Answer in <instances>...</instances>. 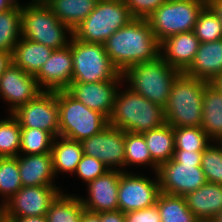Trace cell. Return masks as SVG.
<instances>
[{
    "label": "cell",
    "mask_w": 222,
    "mask_h": 222,
    "mask_svg": "<svg viewBox=\"0 0 222 222\" xmlns=\"http://www.w3.org/2000/svg\"><path fill=\"white\" fill-rule=\"evenodd\" d=\"M154 179L130 171L121 172L118 210L126 213L154 206L161 192L157 173Z\"/></svg>",
    "instance_id": "11"
},
{
    "label": "cell",
    "mask_w": 222,
    "mask_h": 222,
    "mask_svg": "<svg viewBox=\"0 0 222 222\" xmlns=\"http://www.w3.org/2000/svg\"><path fill=\"white\" fill-rule=\"evenodd\" d=\"M123 84V75L120 74L112 81L95 83L72 82L67 91L91 110L101 112L107 118L113 111L116 94Z\"/></svg>",
    "instance_id": "16"
},
{
    "label": "cell",
    "mask_w": 222,
    "mask_h": 222,
    "mask_svg": "<svg viewBox=\"0 0 222 222\" xmlns=\"http://www.w3.org/2000/svg\"><path fill=\"white\" fill-rule=\"evenodd\" d=\"M125 222H161L157 205L124 213Z\"/></svg>",
    "instance_id": "40"
},
{
    "label": "cell",
    "mask_w": 222,
    "mask_h": 222,
    "mask_svg": "<svg viewBox=\"0 0 222 222\" xmlns=\"http://www.w3.org/2000/svg\"><path fill=\"white\" fill-rule=\"evenodd\" d=\"M11 7L22 6L18 0H5Z\"/></svg>",
    "instance_id": "50"
},
{
    "label": "cell",
    "mask_w": 222,
    "mask_h": 222,
    "mask_svg": "<svg viewBox=\"0 0 222 222\" xmlns=\"http://www.w3.org/2000/svg\"><path fill=\"white\" fill-rule=\"evenodd\" d=\"M186 204L199 222H209L222 210V185L207 182L184 196Z\"/></svg>",
    "instance_id": "22"
},
{
    "label": "cell",
    "mask_w": 222,
    "mask_h": 222,
    "mask_svg": "<svg viewBox=\"0 0 222 222\" xmlns=\"http://www.w3.org/2000/svg\"><path fill=\"white\" fill-rule=\"evenodd\" d=\"M11 8V6L5 1V0H0V11H4Z\"/></svg>",
    "instance_id": "49"
},
{
    "label": "cell",
    "mask_w": 222,
    "mask_h": 222,
    "mask_svg": "<svg viewBox=\"0 0 222 222\" xmlns=\"http://www.w3.org/2000/svg\"><path fill=\"white\" fill-rule=\"evenodd\" d=\"M202 79L180 73L164 107L165 121L172 127H201L205 87Z\"/></svg>",
    "instance_id": "3"
},
{
    "label": "cell",
    "mask_w": 222,
    "mask_h": 222,
    "mask_svg": "<svg viewBox=\"0 0 222 222\" xmlns=\"http://www.w3.org/2000/svg\"><path fill=\"white\" fill-rule=\"evenodd\" d=\"M101 222H125V215L120 210L101 212Z\"/></svg>",
    "instance_id": "41"
},
{
    "label": "cell",
    "mask_w": 222,
    "mask_h": 222,
    "mask_svg": "<svg viewBox=\"0 0 222 222\" xmlns=\"http://www.w3.org/2000/svg\"><path fill=\"white\" fill-rule=\"evenodd\" d=\"M51 154L55 176L60 172L74 175L83 150L80 141L59 135L53 140Z\"/></svg>",
    "instance_id": "25"
},
{
    "label": "cell",
    "mask_w": 222,
    "mask_h": 222,
    "mask_svg": "<svg viewBox=\"0 0 222 222\" xmlns=\"http://www.w3.org/2000/svg\"><path fill=\"white\" fill-rule=\"evenodd\" d=\"M53 49L31 40L20 38L12 53L13 64L35 76L51 56Z\"/></svg>",
    "instance_id": "23"
},
{
    "label": "cell",
    "mask_w": 222,
    "mask_h": 222,
    "mask_svg": "<svg viewBox=\"0 0 222 222\" xmlns=\"http://www.w3.org/2000/svg\"><path fill=\"white\" fill-rule=\"evenodd\" d=\"M120 170H108L104 175L89 182L87 186L88 197H80L84 209L101 213L118 210V187Z\"/></svg>",
    "instance_id": "18"
},
{
    "label": "cell",
    "mask_w": 222,
    "mask_h": 222,
    "mask_svg": "<svg viewBox=\"0 0 222 222\" xmlns=\"http://www.w3.org/2000/svg\"><path fill=\"white\" fill-rule=\"evenodd\" d=\"M99 1H124V0H99Z\"/></svg>",
    "instance_id": "51"
},
{
    "label": "cell",
    "mask_w": 222,
    "mask_h": 222,
    "mask_svg": "<svg viewBox=\"0 0 222 222\" xmlns=\"http://www.w3.org/2000/svg\"><path fill=\"white\" fill-rule=\"evenodd\" d=\"M54 137L38 128H21L19 154L34 155L50 153Z\"/></svg>",
    "instance_id": "34"
},
{
    "label": "cell",
    "mask_w": 222,
    "mask_h": 222,
    "mask_svg": "<svg viewBox=\"0 0 222 222\" xmlns=\"http://www.w3.org/2000/svg\"><path fill=\"white\" fill-rule=\"evenodd\" d=\"M175 150L204 151L210 138L202 127H174Z\"/></svg>",
    "instance_id": "35"
},
{
    "label": "cell",
    "mask_w": 222,
    "mask_h": 222,
    "mask_svg": "<svg viewBox=\"0 0 222 222\" xmlns=\"http://www.w3.org/2000/svg\"><path fill=\"white\" fill-rule=\"evenodd\" d=\"M98 0H44L52 13L72 31L94 10Z\"/></svg>",
    "instance_id": "26"
},
{
    "label": "cell",
    "mask_w": 222,
    "mask_h": 222,
    "mask_svg": "<svg viewBox=\"0 0 222 222\" xmlns=\"http://www.w3.org/2000/svg\"><path fill=\"white\" fill-rule=\"evenodd\" d=\"M21 128H38L59 136L57 91H43L35 99L11 113Z\"/></svg>",
    "instance_id": "12"
},
{
    "label": "cell",
    "mask_w": 222,
    "mask_h": 222,
    "mask_svg": "<svg viewBox=\"0 0 222 222\" xmlns=\"http://www.w3.org/2000/svg\"><path fill=\"white\" fill-rule=\"evenodd\" d=\"M202 154L203 151L175 150L173 158L158 167L160 191L184 197L206 184Z\"/></svg>",
    "instance_id": "4"
},
{
    "label": "cell",
    "mask_w": 222,
    "mask_h": 222,
    "mask_svg": "<svg viewBox=\"0 0 222 222\" xmlns=\"http://www.w3.org/2000/svg\"><path fill=\"white\" fill-rule=\"evenodd\" d=\"M108 123L122 131L142 134L161 127L166 121L162 106L150 102L129 87L124 91L119 87Z\"/></svg>",
    "instance_id": "2"
},
{
    "label": "cell",
    "mask_w": 222,
    "mask_h": 222,
    "mask_svg": "<svg viewBox=\"0 0 222 222\" xmlns=\"http://www.w3.org/2000/svg\"><path fill=\"white\" fill-rule=\"evenodd\" d=\"M210 84L222 94V74L217 76Z\"/></svg>",
    "instance_id": "46"
},
{
    "label": "cell",
    "mask_w": 222,
    "mask_h": 222,
    "mask_svg": "<svg viewBox=\"0 0 222 222\" xmlns=\"http://www.w3.org/2000/svg\"><path fill=\"white\" fill-rule=\"evenodd\" d=\"M103 45L120 74L135 64L153 61L160 56V43L147 19H132L114 32Z\"/></svg>",
    "instance_id": "1"
},
{
    "label": "cell",
    "mask_w": 222,
    "mask_h": 222,
    "mask_svg": "<svg viewBox=\"0 0 222 222\" xmlns=\"http://www.w3.org/2000/svg\"><path fill=\"white\" fill-rule=\"evenodd\" d=\"M12 63V53L0 50V76Z\"/></svg>",
    "instance_id": "42"
},
{
    "label": "cell",
    "mask_w": 222,
    "mask_h": 222,
    "mask_svg": "<svg viewBox=\"0 0 222 222\" xmlns=\"http://www.w3.org/2000/svg\"><path fill=\"white\" fill-rule=\"evenodd\" d=\"M83 209L80 196L61 192L46 213L47 221L79 222Z\"/></svg>",
    "instance_id": "30"
},
{
    "label": "cell",
    "mask_w": 222,
    "mask_h": 222,
    "mask_svg": "<svg viewBox=\"0 0 222 222\" xmlns=\"http://www.w3.org/2000/svg\"><path fill=\"white\" fill-rule=\"evenodd\" d=\"M21 145V127L10 113L0 119V157H17Z\"/></svg>",
    "instance_id": "32"
},
{
    "label": "cell",
    "mask_w": 222,
    "mask_h": 222,
    "mask_svg": "<svg viewBox=\"0 0 222 222\" xmlns=\"http://www.w3.org/2000/svg\"><path fill=\"white\" fill-rule=\"evenodd\" d=\"M167 0H124L134 18L147 19Z\"/></svg>",
    "instance_id": "39"
},
{
    "label": "cell",
    "mask_w": 222,
    "mask_h": 222,
    "mask_svg": "<svg viewBox=\"0 0 222 222\" xmlns=\"http://www.w3.org/2000/svg\"><path fill=\"white\" fill-rule=\"evenodd\" d=\"M42 92L35 77L13 63L0 76V96L9 105L8 113L14 112Z\"/></svg>",
    "instance_id": "15"
},
{
    "label": "cell",
    "mask_w": 222,
    "mask_h": 222,
    "mask_svg": "<svg viewBox=\"0 0 222 222\" xmlns=\"http://www.w3.org/2000/svg\"><path fill=\"white\" fill-rule=\"evenodd\" d=\"M193 32L200 43L222 39V23L208 5L200 12Z\"/></svg>",
    "instance_id": "36"
},
{
    "label": "cell",
    "mask_w": 222,
    "mask_h": 222,
    "mask_svg": "<svg viewBox=\"0 0 222 222\" xmlns=\"http://www.w3.org/2000/svg\"><path fill=\"white\" fill-rule=\"evenodd\" d=\"M207 5L213 10L222 23V0H207Z\"/></svg>",
    "instance_id": "45"
},
{
    "label": "cell",
    "mask_w": 222,
    "mask_h": 222,
    "mask_svg": "<svg viewBox=\"0 0 222 222\" xmlns=\"http://www.w3.org/2000/svg\"><path fill=\"white\" fill-rule=\"evenodd\" d=\"M21 16L22 38L43 44L53 50L69 45L73 31L52 13L44 1H30L23 4Z\"/></svg>",
    "instance_id": "6"
},
{
    "label": "cell",
    "mask_w": 222,
    "mask_h": 222,
    "mask_svg": "<svg viewBox=\"0 0 222 222\" xmlns=\"http://www.w3.org/2000/svg\"><path fill=\"white\" fill-rule=\"evenodd\" d=\"M161 222H199L183 196L160 192L156 201Z\"/></svg>",
    "instance_id": "29"
},
{
    "label": "cell",
    "mask_w": 222,
    "mask_h": 222,
    "mask_svg": "<svg viewBox=\"0 0 222 222\" xmlns=\"http://www.w3.org/2000/svg\"><path fill=\"white\" fill-rule=\"evenodd\" d=\"M207 0H167L147 21L159 43L170 36L193 31Z\"/></svg>",
    "instance_id": "9"
},
{
    "label": "cell",
    "mask_w": 222,
    "mask_h": 222,
    "mask_svg": "<svg viewBox=\"0 0 222 222\" xmlns=\"http://www.w3.org/2000/svg\"><path fill=\"white\" fill-rule=\"evenodd\" d=\"M9 222H48L46 215L29 217H9Z\"/></svg>",
    "instance_id": "44"
},
{
    "label": "cell",
    "mask_w": 222,
    "mask_h": 222,
    "mask_svg": "<svg viewBox=\"0 0 222 222\" xmlns=\"http://www.w3.org/2000/svg\"><path fill=\"white\" fill-rule=\"evenodd\" d=\"M108 170L110 169L99 159L83 154L74 173L83 182H86L85 184H88L99 176L104 175Z\"/></svg>",
    "instance_id": "38"
},
{
    "label": "cell",
    "mask_w": 222,
    "mask_h": 222,
    "mask_svg": "<svg viewBox=\"0 0 222 222\" xmlns=\"http://www.w3.org/2000/svg\"><path fill=\"white\" fill-rule=\"evenodd\" d=\"M22 37L21 6L0 11V50L13 53Z\"/></svg>",
    "instance_id": "28"
},
{
    "label": "cell",
    "mask_w": 222,
    "mask_h": 222,
    "mask_svg": "<svg viewBox=\"0 0 222 222\" xmlns=\"http://www.w3.org/2000/svg\"><path fill=\"white\" fill-rule=\"evenodd\" d=\"M202 125L212 142H222V94L210 83L205 87Z\"/></svg>",
    "instance_id": "24"
},
{
    "label": "cell",
    "mask_w": 222,
    "mask_h": 222,
    "mask_svg": "<svg viewBox=\"0 0 222 222\" xmlns=\"http://www.w3.org/2000/svg\"><path fill=\"white\" fill-rule=\"evenodd\" d=\"M125 167L148 165L157 173L158 165L152 160L144 135L124 131Z\"/></svg>",
    "instance_id": "31"
},
{
    "label": "cell",
    "mask_w": 222,
    "mask_h": 222,
    "mask_svg": "<svg viewBox=\"0 0 222 222\" xmlns=\"http://www.w3.org/2000/svg\"><path fill=\"white\" fill-rule=\"evenodd\" d=\"M132 19L124 1L98 0L94 10L73 30V36L86 43L103 44Z\"/></svg>",
    "instance_id": "8"
},
{
    "label": "cell",
    "mask_w": 222,
    "mask_h": 222,
    "mask_svg": "<svg viewBox=\"0 0 222 222\" xmlns=\"http://www.w3.org/2000/svg\"><path fill=\"white\" fill-rule=\"evenodd\" d=\"M0 222H9V217L7 216L3 206H0Z\"/></svg>",
    "instance_id": "47"
},
{
    "label": "cell",
    "mask_w": 222,
    "mask_h": 222,
    "mask_svg": "<svg viewBox=\"0 0 222 222\" xmlns=\"http://www.w3.org/2000/svg\"><path fill=\"white\" fill-rule=\"evenodd\" d=\"M61 192L58 186H22L2 206L8 217L42 216Z\"/></svg>",
    "instance_id": "14"
},
{
    "label": "cell",
    "mask_w": 222,
    "mask_h": 222,
    "mask_svg": "<svg viewBox=\"0 0 222 222\" xmlns=\"http://www.w3.org/2000/svg\"><path fill=\"white\" fill-rule=\"evenodd\" d=\"M79 222H101V213L83 209Z\"/></svg>",
    "instance_id": "43"
},
{
    "label": "cell",
    "mask_w": 222,
    "mask_h": 222,
    "mask_svg": "<svg viewBox=\"0 0 222 222\" xmlns=\"http://www.w3.org/2000/svg\"><path fill=\"white\" fill-rule=\"evenodd\" d=\"M201 168L207 182L222 185V142H211L203 151Z\"/></svg>",
    "instance_id": "37"
},
{
    "label": "cell",
    "mask_w": 222,
    "mask_h": 222,
    "mask_svg": "<svg viewBox=\"0 0 222 222\" xmlns=\"http://www.w3.org/2000/svg\"><path fill=\"white\" fill-rule=\"evenodd\" d=\"M181 72L159 56L157 59L129 67L122 75L123 82L141 96L163 108L176 77Z\"/></svg>",
    "instance_id": "5"
},
{
    "label": "cell",
    "mask_w": 222,
    "mask_h": 222,
    "mask_svg": "<svg viewBox=\"0 0 222 222\" xmlns=\"http://www.w3.org/2000/svg\"><path fill=\"white\" fill-rule=\"evenodd\" d=\"M80 143L83 154L99 159L110 170L124 171V131L121 129L108 125L101 132L81 140Z\"/></svg>",
    "instance_id": "13"
},
{
    "label": "cell",
    "mask_w": 222,
    "mask_h": 222,
    "mask_svg": "<svg viewBox=\"0 0 222 222\" xmlns=\"http://www.w3.org/2000/svg\"><path fill=\"white\" fill-rule=\"evenodd\" d=\"M17 161L22 186H56L51 152L19 154Z\"/></svg>",
    "instance_id": "20"
},
{
    "label": "cell",
    "mask_w": 222,
    "mask_h": 222,
    "mask_svg": "<svg viewBox=\"0 0 222 222\" xmlns=\"http://www.w3.org/2000/svg\"><path fill=\"white\" fill-rule=\"evenodd\" d=\"M57 103L60 136L81 141L109 125L104 114L86 107L67 90L57 91Z\"/></svg>",
    "instance_id": "7"
},
{
    "label": "cell",
    "mask_w": 222,
    "mask_h": 222,
    "mask_svg": "<svg viewBox=\"0 0 222 222\" xmlns=\"http://www.w3.org/2000/svg\"><path fill=\"white\" fill-rule=\"evenodd\" d=\"M73 59L71 46L53 50L51 56L34 76L42 91H64L72 83Z\"/></svg>",
    "instance_id": "17"
},
{
    "label": "cell",
    "mask_w": 222,
    "mask_h": 222,
    "mask_svg": "<svg viewBox=\"0 0 222 222\" xmlns=\"http://www.w3.org/2000/svg\"><path fill=\"white\" fill-rule=\"evenodd\" d=\"M209 222H222V210L218 214L214 215Z\"/></svg>",
    "instance_id": "48"
},
{
    "label": "cell",
    "mask_w": 222,
    "mask_h": 222,
    "mask_svg": "<svg viewBox=\"0 0 222 222\" xmlns=\"http://www.w3.org/2000/svg\"><path fill=\"white\" fill-rule=\"evenodd\" d=\"M22 188L17 157H0V195L2 206Z\"/></svg>",
    "instance_id": "33"
},
{
    "label": "cell",
    "mask_w": 222,
    "mask_h": 222,
    "mask_svg": "<svg viewBox=\"0 0 222 222\" xmlns=\"http://www.w3.org/2000/svg\"><path fill=\"white\" fill-rule=\"evenodd\" d=\"M185 74L211 83L222 74V39L200 43L195 58Z\"/></svg>",
    "instance_id": "21"
},
{
    "label": "cell",
    "mask_w": 222,
    "mask_h": 222,
    "mask_svg": "<svg viewBox=\"0 0 222 222\" xmlns=\"http://www.w3.org/2000/svg\"><path fill=\"white\" fill-rule=\"evenodd\" d=\"M69 45L73 59L72 82L112 81L120 75L103 44L86 43L72 35Z\"/></svg>",
    "instance_id": "10"
},
{
    "label": "cell",
    "mask_w": 222,
    "mask_h": 222,
    "mask_svg": "<svg viewBox=\"0 0 222 222\" xmlns=\"http://www.w3.org/2000/svg\"><path fill=\"white\" fill-rule=\"evenodd\" d=\"M142 134L151 158L158 166L173 158L175 151L174 127L165 123L161 127Z\"/></svg>",
    "instance_id": "27"
},
{
    "label": "cell",
    "mask_w": 222,
    "mask_h": 222,
    "mask_svg": "<svg viewBox=\"0 0 222 222\" xmlns=\"http://www.w3.org/2000/svg\"><path fill=\"white\" fill-rule=\"evenodd\" d=\"M200 45L193 31L168 37L160 43V56L172 68L185 72L193 62Z\"/></svg>",
    "instance_id": "19"
}]
</instances>
